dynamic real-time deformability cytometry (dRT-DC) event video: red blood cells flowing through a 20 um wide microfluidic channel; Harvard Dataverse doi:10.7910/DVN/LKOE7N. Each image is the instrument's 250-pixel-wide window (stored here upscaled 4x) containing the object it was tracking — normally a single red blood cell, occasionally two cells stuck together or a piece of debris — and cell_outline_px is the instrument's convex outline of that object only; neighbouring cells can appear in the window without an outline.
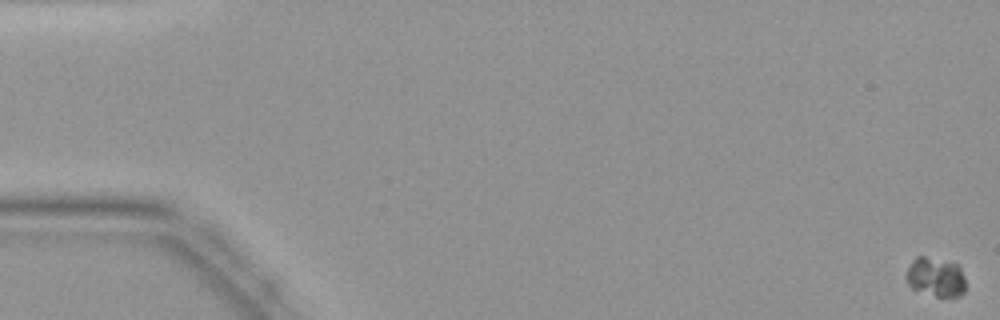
{"species": "common noctule bat (a hibernating species)", "species_latin": "Nyctalus noctula", "temperature_condition": "warm", "stored_images_in_passage": 49, "camera_frame_rate_fps": 3000, "um_per_image_px": 0.085, "animal": {"sex": "female", "body_mass_g": 19.9}, "frame": {"image": 1, "passage_image": 1, "time_ms": 0.0, "image_size_px": [1000, 320], "cell_outline_px": [[964, 292], [960, 296], [936, 296], [912, 288], [908, 284], [908, 268], [912, 260], [916, 256], [924, 256], [956, 264], [960, 268], [964, 276]], "centroid_in_image_um": [79.54, 23.54], "position_along_channel_um": 5.5, "area_um2": 13.18}}
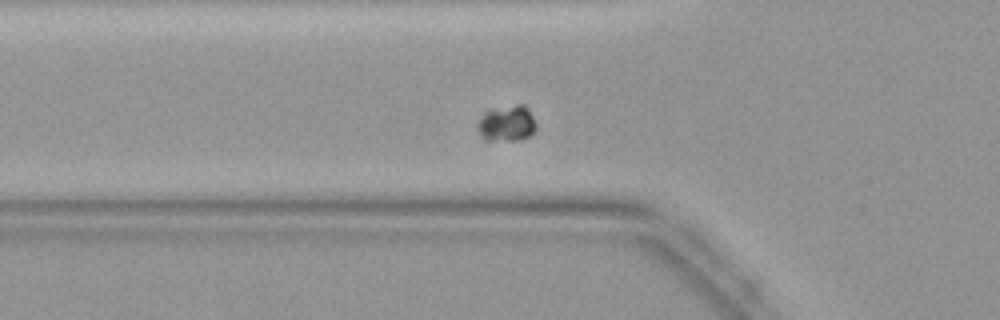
{"frame": {"image": 2, "passage_image": 18, "time_ms": 5.667, "image_size_px": [1000, 320], "cell_outline_px": [[536, 128], [528, 136], [516, 140], [484, 140], [476, 128], [476, 124], [484, 112], [516, 104], [524, 104], [528, 108], [536, 124]], "centroid_in_image_um": [43.05, 10.49], "position_along_channel_um": 82.7, "area_um2": 12.14}}
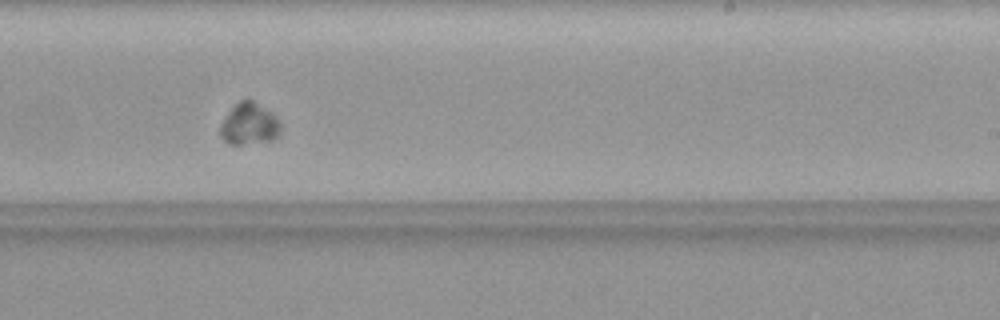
{"frame": {"image": 3, "passage_image": 31, "time_ms": 10.0, "image_size_px": [1000, 320], "cell_outline_px": [[280, 132], [272, 140], [240, 144], [228, 144], [220, 136], [220, 124], [232, 108], [240, 100], [252, 100], [276, 116], [280, 124]], "centroid_in_image_um": [21.17, 10.55], "position_along_channel_um": 267.8, "area_um2": 14.33}}